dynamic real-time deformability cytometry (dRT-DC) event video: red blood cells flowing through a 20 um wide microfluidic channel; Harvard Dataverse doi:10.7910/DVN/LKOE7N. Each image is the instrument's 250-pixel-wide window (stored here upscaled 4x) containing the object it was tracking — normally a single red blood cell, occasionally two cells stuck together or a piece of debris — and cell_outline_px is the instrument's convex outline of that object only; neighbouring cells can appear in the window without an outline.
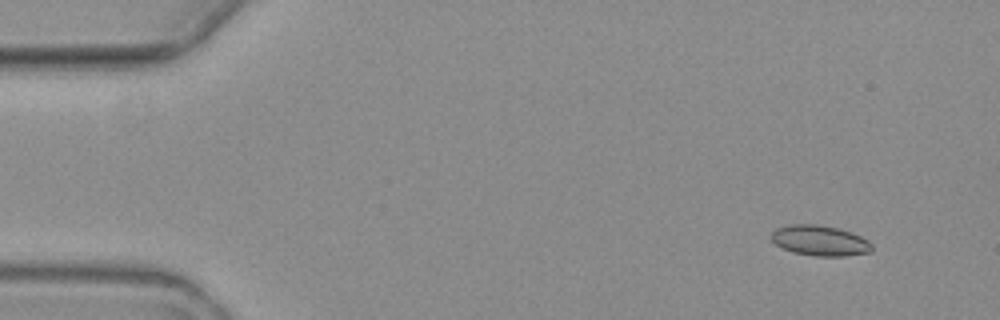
{"species": "common noctule bat (a hibernating species)", "species_latin": "Nyctalus noctula", "temperature_condition": "warm", "stored_images_in_passage": 6, "camera_frame_rate_fps": 3000, "um_per_image_px": 0.085, "animal": {"sex": "female", "body_mass_g": 19.3, "forearm_length_mm": 54.1}, "frame": {"image": 1, "passage_image": 2, "time_ms": 1.333, "image_size_px": [1000, 320], "cell_outline_px": [[872, 252], [844, 256], [816, 256], [792, 252], [776, 244], [772, 240], [772, 232], [776, 228], [792, 224], [816, 224], [836, 228], [860, 236], [868, 240], [872, 244]], "centroid_in_image_um": [69.7, 20.46], "position_along_channel_um": 15.3, "area_um2": 17.63}}
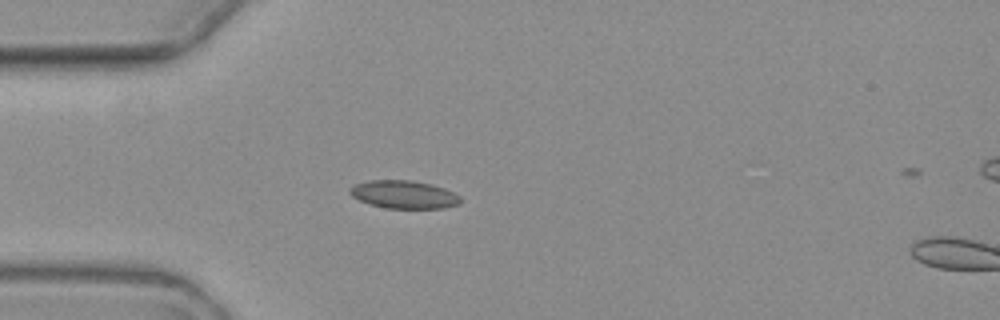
{"frame": {"image": 2, "passage_image": 5, "time_ms": 5.0, "image_size_px": [1000, 320], "cell_outline_px": [[460, 204], [440, 208], [384, 208], [360, 200], [352, 196], [348, 192], [348, 188], [356, 184], [368, 180], [412, 180], [432, 184], [444, 188], [460, 196]], "centroid_in_image_um": [34.31, 16.52], "position_along_channel_um": 50.7, "area_um2": 17.98}}